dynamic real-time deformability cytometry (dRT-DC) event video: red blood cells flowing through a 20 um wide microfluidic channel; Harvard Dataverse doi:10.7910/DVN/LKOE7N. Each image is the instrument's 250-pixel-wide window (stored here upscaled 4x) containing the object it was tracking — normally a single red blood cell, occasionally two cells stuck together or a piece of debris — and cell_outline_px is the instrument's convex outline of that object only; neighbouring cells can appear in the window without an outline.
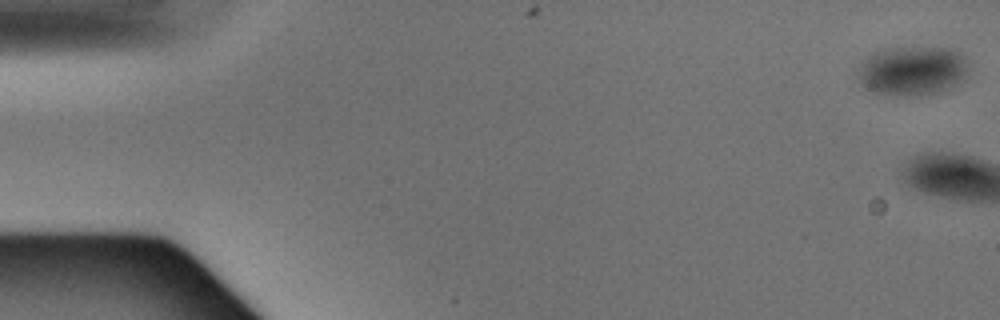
{"species": "Egyptian fruit bat (a non-hibernating species)", "species_latin": "Rousettus aegyptiacus", "temperature_condition": "warm", "stored_images_in_passage": 4, "camera_frame_rate_fps": 3000, "um_per_image_px": 0.085, "animal": {"sex": "male"}, "frame": {"image": 1, "passage_image": 1, "time_ms": 0.0, "image_size_px": [1000, 320], "cell_outline_px": [[968, 64], [964, 80], [948, 88], [936, 92], [916, 96], [896, 96], [872, 92], [864, 88], [860, 80], [860, 64], [872, 52], [884, 48], [952, 48], [960, 52], [964, 56]], "centroid_in_image_um": [77.55, 6.02], "position_along_channel_um": 7.4, "area_um2": 31.85}}